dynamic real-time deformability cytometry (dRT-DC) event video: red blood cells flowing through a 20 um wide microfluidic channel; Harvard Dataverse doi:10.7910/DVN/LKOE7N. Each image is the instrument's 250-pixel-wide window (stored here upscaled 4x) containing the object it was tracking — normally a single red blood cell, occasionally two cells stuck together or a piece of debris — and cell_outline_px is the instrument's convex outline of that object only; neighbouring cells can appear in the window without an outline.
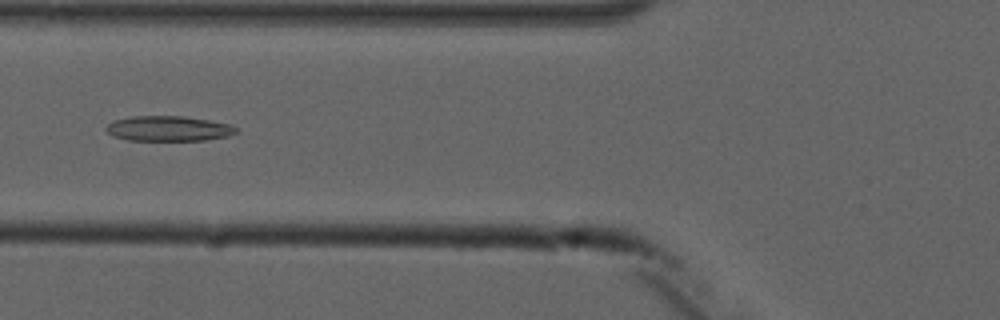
{"species": "common noctule bat (a hibernating species)", "species_latin": "Nyctalus noctula", "temperature_condition": "cold", "stored_images_in_passage": 6, "camera_frame_rate_fps": 3000, "um_per_image_px": 0.085, "animal": {"sex": "male", "forearm_length_mm": 52.5}, "frame": {"image": 1, "passage_image": 6, "time_ms": 5.667, "image_size_px": [1000, 320], "cell_outline_px": [[236, 132], [228, 136], [204, 140], [128, 140], [112, 136], [104, 128], [112, 120], [132, 116], [184, 116], [232, 124], [236, 128]], "centroid_in_image_um": [14.29, 10.92], "position_along_channel_um": 111.5, "area_um2": 19.07}}